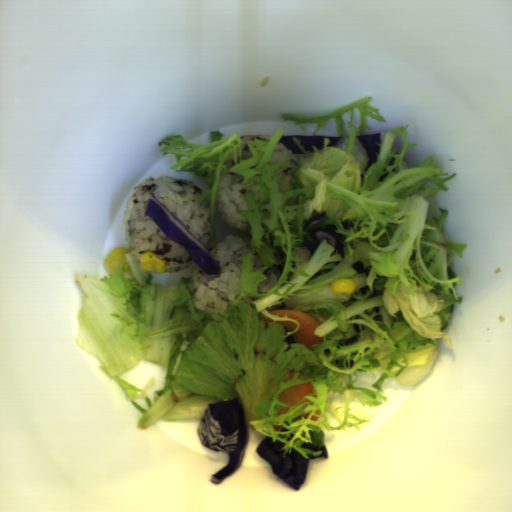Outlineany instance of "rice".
<instances>
[{
	"mask_svg": "<svg viewBox=\"0 0 512 512\" xmlns=\"http://www.w3.org/2000/svg\"><path fill=\"white\" fill-rule=\"evenodd\" d=\"M203 191L189 179L173 176L141 181L123 210L125 245L140 263L142 255L154 253L165 261V272L189 270L186 278H192L188 290L196 312H207L214 320L222 321L220 313L241 297L240 264L252 246L251 240L237 234L213 241L211 205L208 196L202 201ZM151 194L211 252L219 263V274L204 273L181 245L172 242L145 216Z\"/></svg>",
	"mask_w": 512,
	"mask_h": 512,
	"instance_id": "652b925c",
	"label": "rice"
},
{
	"mask_svg": "<svg viewBox=\"0 0 512 512\" xmlns=\"http://www.w3.org/2000/svg\"><path fill=\"white\" fill-rule=\"evenodd\" d=\"M244 176L234 171L223 174L218 182L216 193V207L223 223L238 231H251L248 219L242 216L239 210L248 209L246 192L254 191L256 184L243 187Z\"/></svg>",
	"mask_w": 512,
	"mask_h": 512,
	"instance_id": "023b6e5f",
	"label": "rice"
},
{
	"mask_svg": "<svg viewBox=\"0 0 512 512\" xmlns=\"http://www.w3.org/2000/svg\"><path fill=\"white\" fill-rule=\"evenodd\" d=\"M283 160H285L286 163H283L282 166L275 171V174H283L282 177H279L278 182L280 183V191L287 192L291 187V174H288V171L296 167L299 160L293 153L286 150L282 143H278L275 145L269 161L271 164H277Z\"/></svg>",
	"mask_w": 512,
	"mask_h": 512,
	"instance_id": "8eca5e8b",
	"label": "rice"
},
{
	"mask_svg": "<svg viewBox=\"0 0 512 512\" xmlns=\"http://www.w3.org/2000/svg\"><path fill=\"white\" fill-rule=\"evenodd\" d=\"M240 137H241V141H242V158H241V160L251 159L253 157V154L247 145V141L255 140V138H260L262 140L263 136H260V135L254 133V134L240 135Z\"/></svg>",
	"mask_w": 512,
	"mask_h": 512,
	"instance_id": "acb35da6",
	"label": "rice"
}]
</instances>
